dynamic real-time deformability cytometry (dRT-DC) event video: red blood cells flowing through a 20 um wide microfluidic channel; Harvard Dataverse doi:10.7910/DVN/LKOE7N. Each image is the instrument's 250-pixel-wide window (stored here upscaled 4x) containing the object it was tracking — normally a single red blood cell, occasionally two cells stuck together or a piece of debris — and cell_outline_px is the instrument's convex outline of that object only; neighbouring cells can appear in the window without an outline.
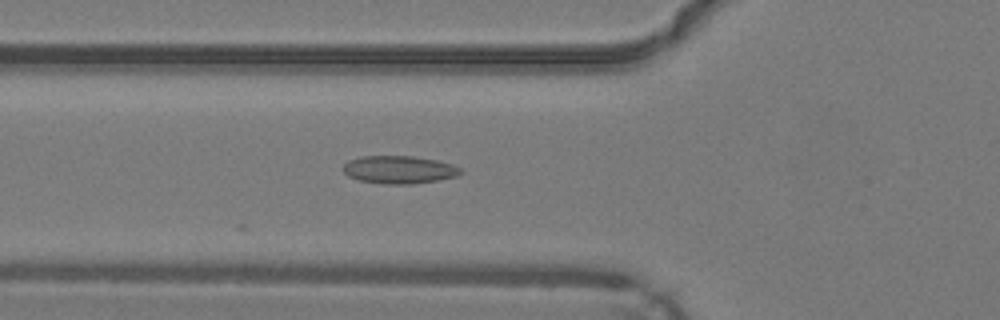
{"species": "common noctule bat (a hibernating species)", "species_latin": "Nyctalus noctula", "temperature_condition": "warm", "stored_images_in_passage": 29, "camera_frame_rate_fps": 3000, "um_per_image_px": 0.085, "animal": {"sex": "male", "body_mass_g": 19.2, "forearm_length_mm": 51.8}, "frame": {"image": 1, "passage_image": 18, "time_ms": 5.667, "image_size_px": [1000, 320], "cell_outline_px": [[464, 172], [456, 176], [436, 180], [412, 184], [384, 184], [360, 180], [348, 176], [344, 172], [344, 164], [348, 160], [364, 156], [412, 156], [436, 160], [452, 164], [460, 168]], "centroid_in_image_um": [33.93, 14.42], "position_along_channel_um": 91.9, "area_um2": 18.9}}
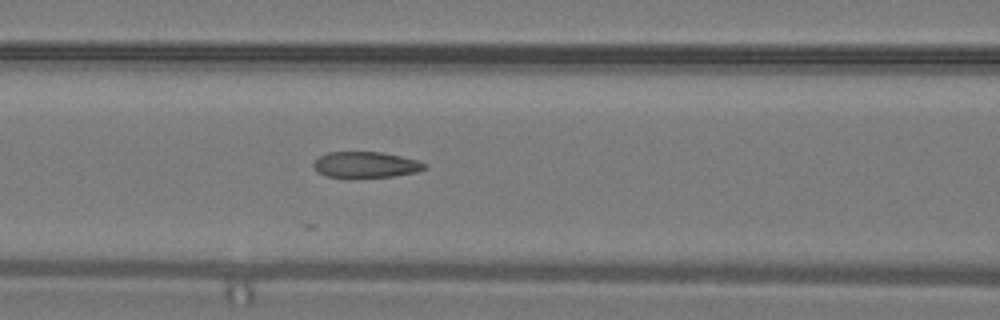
{"frame": {"image": 2, "passage_image": 21, "time_ms": 6.667, "image_size_px": [1000, 320], "cell_outline_px": [[428, 168], [416, 172], [392, 176], [348, 180], [328, 176], [316, 172], [312, 164], [320, 156], [328, 152], [384, 152], [416, 160], [428, 164]], "centroid_in_image_um": [31.06, 14.04], "position_along_channel_um": 135.5, "area_um2": 17.4}}
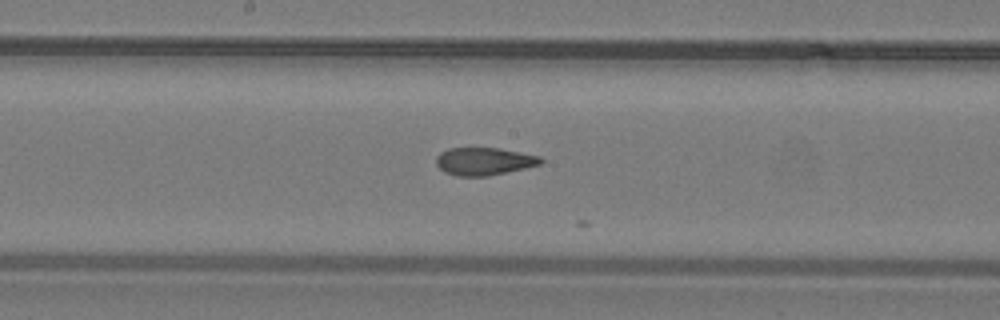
{"frame": {"image": 3, "passage_image": 26, "time_ms": 8.333, "image_size_px": [1000, 320], "cell_outline_px": [[544, 160], [540, 164], [524, 168], [488, 176], [456, 176], [444, 172], [436, 164], [436, 156], [440, 152], [448, 148], [500, 148], [540, 156]], "centroid_in_image_um": [41.12, 13.71], "position_along_channel_um": 207.1, "area_um2": 16.88}}